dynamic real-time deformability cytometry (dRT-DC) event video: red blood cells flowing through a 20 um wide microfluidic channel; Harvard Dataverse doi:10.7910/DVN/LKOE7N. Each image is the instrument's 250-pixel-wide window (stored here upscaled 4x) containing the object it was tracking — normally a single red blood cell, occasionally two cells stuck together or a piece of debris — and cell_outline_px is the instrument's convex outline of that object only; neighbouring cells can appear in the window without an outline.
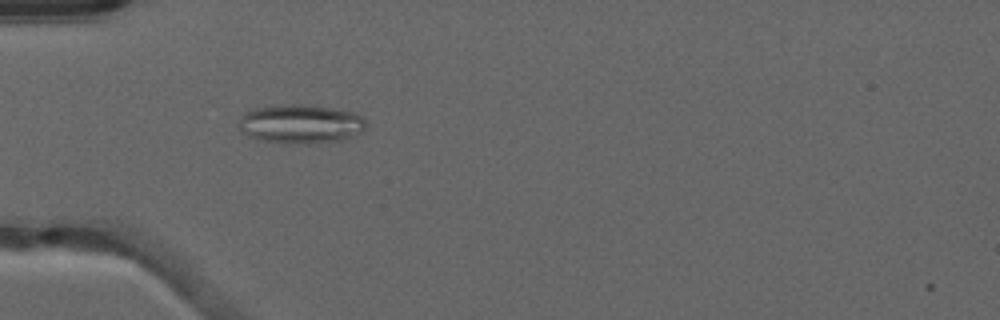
{"species": "common noctule bat (a hibernating species)", "species_latin": "Nyctalus noctula", "temperature_condition": "warm", "stored_images_in_passage": 38, "camera_frame_rate_fps": 3000, "um_per_image_px": 0.085, "animal": {"sex": "male", "forearm_length_mm": 52.5}, "frame": {"image": 1, "passage_image": 3, "time_ms": 0.667, "image_size_px": [1000, 320], "cell_outline_px": [[364, 128], [360, 132], [344, 140], [308, 144], [288, 144], [264, 140], [248, 136], [240, 132], [236, 124], [240, 116], [244, 112], [252, 108], [280, 104], [304, 104], [332, 108], [356, 112], [364, 120]], "centroid_in_image_um": [25.48, 10.53], "position_along_channel_um": 59.5, "area_um2": 29.42}}
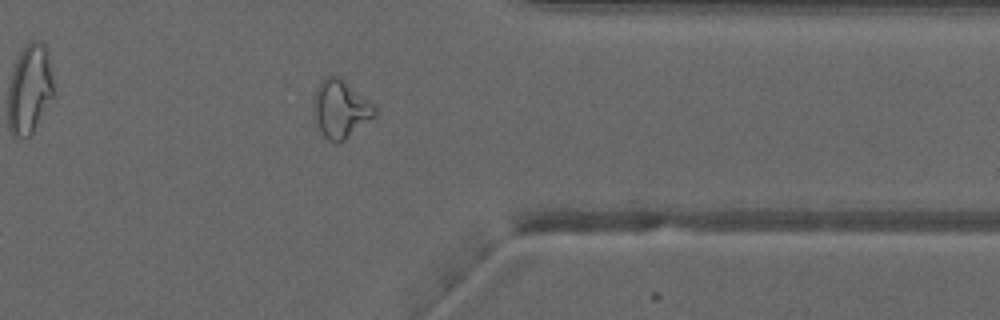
{"frame": {"image": 2, "passage_image": 28, "time_ms": 9.0, "image_size_px": [1000, 320], "cell_outline_px": [[376, 112], [372, 116], [344, 140], [328, 140], [324, 136], [316, 124], [316, 88], [320, 80], [328, 76], [336, 76], [344, 80], [368, 100], [376, 108]], "centroid_in_image_um": [28.93, 9.23], "position_along_channel_um": 382.5, "area_um2": 19.42}, "authors_computed_cell_mechanics": {"area_um2": 19.4208, "velocity_mm_per_s": 4.0305, "shape_relaxation_time_tau1_ms": null, "shape_relaxation_time_tau2_ms": 2.0406, "deformation_change_tau1": null, "deformation_change_tau2": 0.0959}}